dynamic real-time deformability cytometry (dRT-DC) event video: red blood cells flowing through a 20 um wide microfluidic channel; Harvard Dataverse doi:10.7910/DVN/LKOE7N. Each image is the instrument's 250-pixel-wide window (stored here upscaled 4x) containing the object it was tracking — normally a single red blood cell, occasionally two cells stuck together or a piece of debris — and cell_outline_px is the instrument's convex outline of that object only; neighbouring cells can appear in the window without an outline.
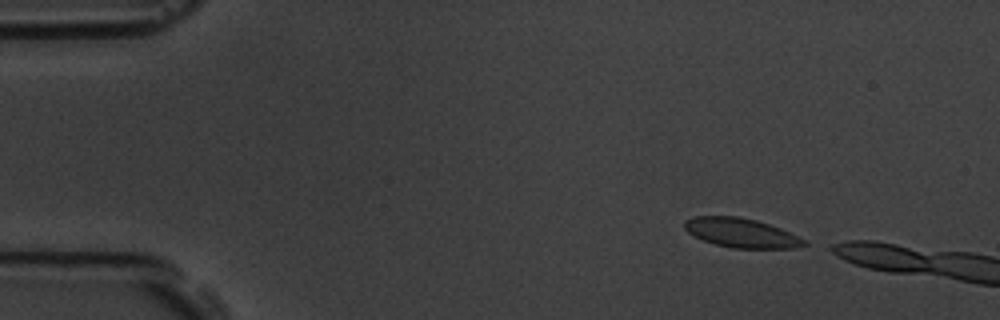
{"species": "common noctule bat (a hibernating species)", "species_latin": "Nyctalus noctula", "temperature_condition": "room temperature", "stored_images_in_passage": 5, "camera_frame_rate_fps": 3000, "um_per_image_px": 0.085, "animal": {"sex": "male", "body_mass_g": 19.5, "forearm_length_mm": 54.6}, "frame": {"image": 1, "passage_image": 2, "time_ms": 0.333, "image_size_px": [1000, 320], "cell_outline_px": [[808, 244], [796, 248], [732, 248], [716, 244], [704, 240], [688, 232], [684, 228], [684, 220], [692, 216], [736, 216], [756, 220], [780, 228], [808, 240]], "centroid_in_image_um": [63.03, 19.79], "position_along_channel_um": 22.0, "area_um2": 20.4}}